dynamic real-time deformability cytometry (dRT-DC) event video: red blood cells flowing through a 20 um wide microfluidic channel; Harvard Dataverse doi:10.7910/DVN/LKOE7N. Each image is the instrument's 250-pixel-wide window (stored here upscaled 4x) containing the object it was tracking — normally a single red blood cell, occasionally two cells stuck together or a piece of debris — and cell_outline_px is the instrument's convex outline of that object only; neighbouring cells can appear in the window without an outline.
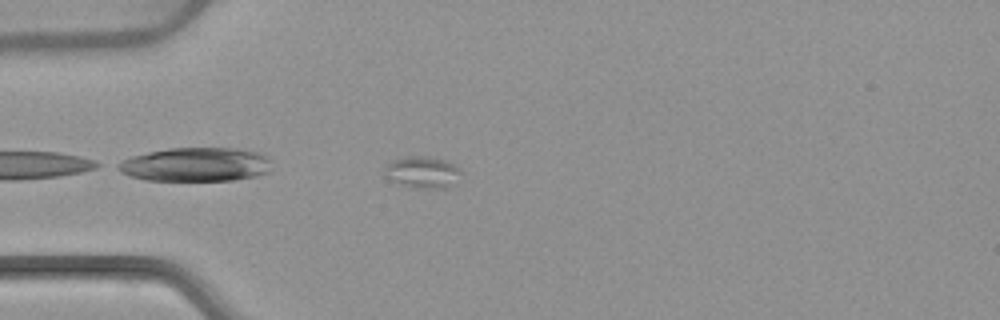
{"species": "common noctule bat (a hibernating species)", "species_latin": "Nyctalus noctula", "temperature_condition": "warm", "stored_images_in_passage": 3, "camera_frame_rate_fps": 3000, "um_per_image_px": 0.085, "animal": {"sex": "female", "body_mass_g": 22.7, "forearm_length_mm": 54.2}, "frame": {"image": 1, "passage_image": 3, "time_ms": 3.667, "image_size_px": [1000, 320], "cell_outline_px": [[460, 172], [444, 188], [408, 188], [396, 184], [384, 176], [384, 168], [392, 160], [408, 156], [428, 156], [444, 160], [460, 168]], "centroid_in_image_um": [35.78, 14.64], "position_along_channel_um": 49.2, "area_um2": 13.93}}